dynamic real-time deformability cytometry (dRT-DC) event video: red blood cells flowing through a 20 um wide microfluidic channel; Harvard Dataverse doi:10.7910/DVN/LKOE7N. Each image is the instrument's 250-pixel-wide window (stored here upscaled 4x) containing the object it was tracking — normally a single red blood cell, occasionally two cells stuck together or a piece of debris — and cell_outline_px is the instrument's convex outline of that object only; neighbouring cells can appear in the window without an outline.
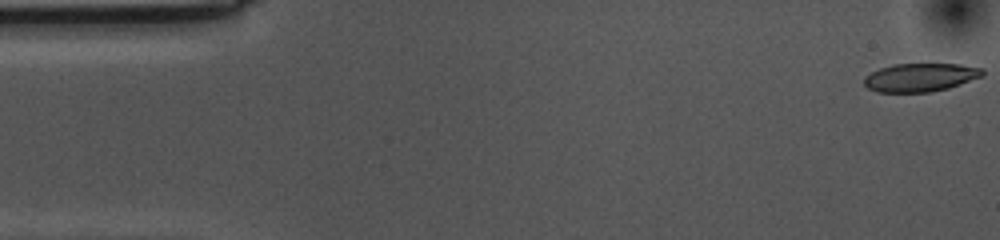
{"species": "common noctule bat (a hibernating species)", "species_latin": "Nyctalus noctula", "temperature_condition": "cold", "stored_images_in_passage": 55, "camera_frame_rate_fps": 3000, "um_per_image_px": 0.085, "animal": {"sex": "female", "body_mass_g": 10.0, "forearm_length_mm": 53.1}, "frame": {"image": 1, "passage_image": 1, "time_ms": 0.0, "image_size_px": [1000, 240], "cell_outline_px": [[984, 76], [948, 88], [928, 92], [876, 92], [868, 88], [864, 84], [864, 76], [880, 68], [892, 64], [960, 64], [984, 68]], "centroid_in_image_um": [78.24, 6.57], "position_along_channel_um": 6.8, "area_um2": 19.65}}
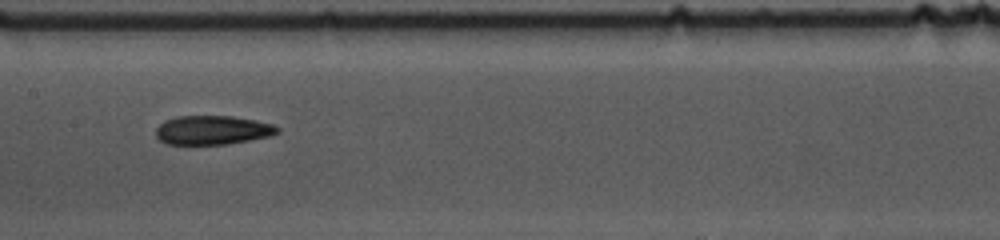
{"frame": {"image": 2, "passage_image": 26, "time_ms": 8.333, "image_size_px": [1000, 240], "cell_outline_px": [[280, 132], [272, 136], [228, 144], [168, 144], [160, 140], [156, 136], [156, 128], [164, 120], [176, 116], [232, 116], [256, 120], [272, 124], [280, 128]], "centroid_in_image_um": [18.09, 11.05], "position_along_channel_um": 189.3, "area_um2": 20.69}}
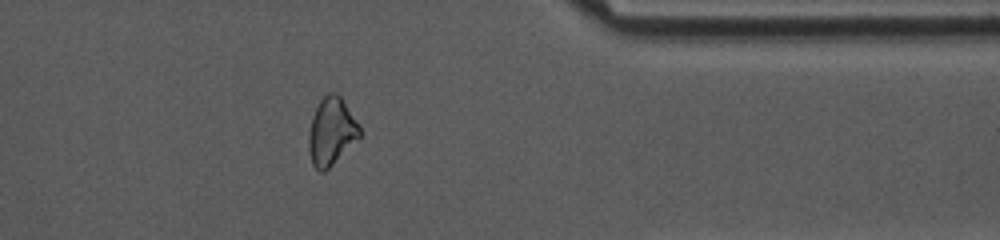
{"frame": {"image": 3, "passage_image": 44, "time_ms": 14.333, "image_size_px": [1000, 240], "cell_outline_px": [[360, 136], [324, 172], [320, 172], [312, 164], [308, 148], [308, 136], [312, 116], [320, 100], [328, 92], [336, 92], [340, 96], [360, 124]], "centroid_in_image_um": [28.16, 11.15], "position_along_channel_um": 383.2, "area_um2": 19.88}, "authors_computed_cell_mechanics": {"area_um2": 20.7502, "velocity_mm_per_s": 3.5456, "shape_relaxation_time_tau1_ms": 6.8108, "shape_relaxation_time_tau2_ms": 9.7353, "deformation_change_tau1": 0.1676, "deformation_change_tau2": 0.1907}}